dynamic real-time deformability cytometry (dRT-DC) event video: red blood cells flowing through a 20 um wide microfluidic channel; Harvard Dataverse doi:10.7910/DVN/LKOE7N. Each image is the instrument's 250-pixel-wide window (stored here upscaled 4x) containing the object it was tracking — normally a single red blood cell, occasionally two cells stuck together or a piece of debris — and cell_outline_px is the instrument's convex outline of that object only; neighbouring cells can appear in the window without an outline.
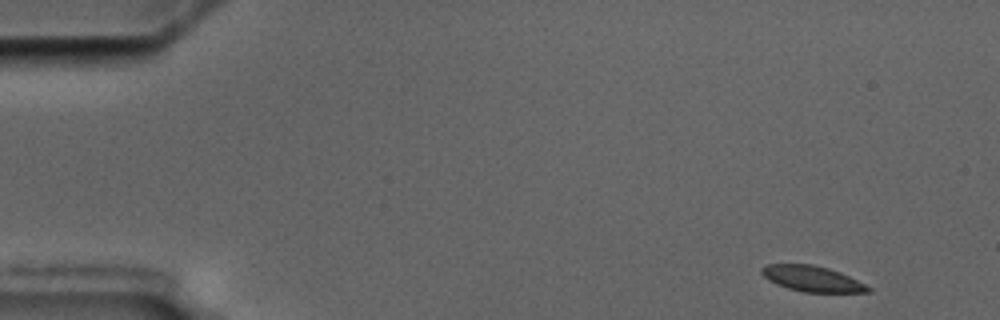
{"species": "common noctule bat (a hibernating species)", "species_latin": "Nyctalus noctula", "temperature_condition": "cold", "stored_images_in_passage": 7, "camera_frame_rate_fps": 3000, "um_per_image_px": 0.085, "animal": {"sex": "male", "body_mass_g": 17.5, "forearm_length_mm": 52.3}, "frame": {"image": 1, "passage_image": 1, "time_ms": 0.0, "image_size_px": [1000, 320], "cell_outline_px": [[872, 292], [804, 292], [788, 288], [776, 284], [768, 280], [760, 272], [760, 268], [764, 264], [812, 264], [828, 268], [840, 272], [872, 288]], "centroid_in_image_um": [68.99, 23.68], "position_along_channel_um": 16.0, "area_um2": 15.9}}
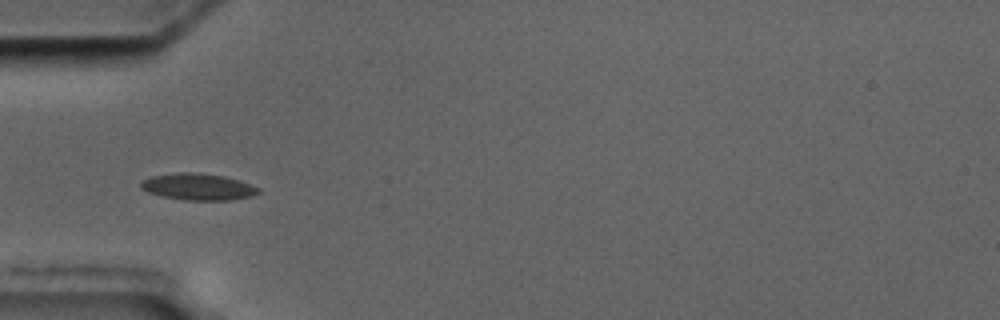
{"frame": {"image": 2, "passage_image": 5, "time_ms": 4.667, "image_size_px": [1000, 320], "cell_outline_px": [[260, 192], [252, 196], [232, 200], [184, 200], [160, 196], [148, 192], [140, 188], [140, 180], [152, 176], [176, 172], [200, 172], [224, 176], [240, 180], [260, 188]], "centroid_in_image_um": [16.82, 15.87], "position_along_channel_um": 68.2, "area_um2": 18.55}}